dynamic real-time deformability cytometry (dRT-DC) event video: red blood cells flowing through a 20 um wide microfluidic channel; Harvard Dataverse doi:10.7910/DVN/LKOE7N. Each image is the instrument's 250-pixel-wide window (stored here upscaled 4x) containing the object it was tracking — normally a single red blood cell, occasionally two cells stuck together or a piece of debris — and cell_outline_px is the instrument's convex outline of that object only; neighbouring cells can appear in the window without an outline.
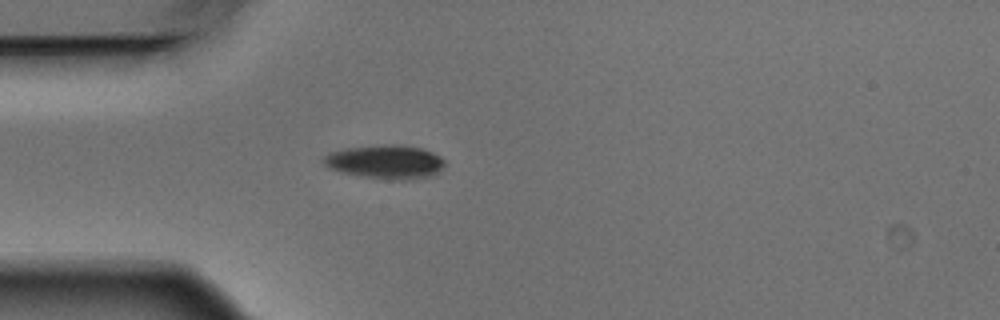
{"species": "Egyptian fruit bat (a non-hibernating species)", "species_latin": "Rousettus aegyptiacus", "temperature_condition": "warm", "stored_images_in_passage": 1, "camera_frame_rate_fps": 3000, "um_per_image_px": 0.085, "animal": {"sex": "male"}, "frame": {"image": 1, "passage_image": 1, "time_ms": 0.0, "image_size_px": [1000, 320], "cell_outline_px": [[444, 168], [436, 176], [412, 180], [388, 180], [340, 172], [328, 168], [320, 160], [328, 152], [344, 148], [388, 144], [400, 144], [420, 148], [432, 152], [440, 156], [444, 160]], "centroid_in_image_um": [32.78, 13.77], "position_along_channel_um": 52.2, "area_um2": 24.45}}